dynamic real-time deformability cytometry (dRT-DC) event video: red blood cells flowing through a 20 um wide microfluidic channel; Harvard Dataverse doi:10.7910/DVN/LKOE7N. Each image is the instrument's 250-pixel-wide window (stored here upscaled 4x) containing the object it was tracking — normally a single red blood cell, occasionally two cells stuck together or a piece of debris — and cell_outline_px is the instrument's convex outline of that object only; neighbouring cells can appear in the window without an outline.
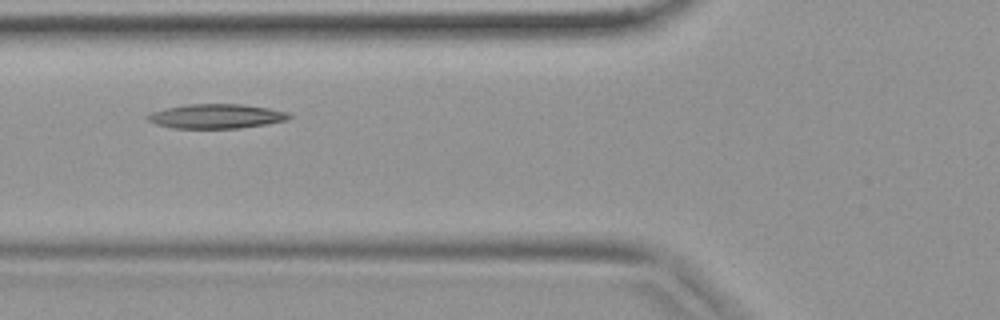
{"species": "common noctule bat (a hibernating species)", "species_latin": "Nyctalus noctula", "temperature_condition": "warm", "stored_images_in_passage": 29, "camera_frame_rate_fps": 3000, "um_per_image_px": 0.085, "animal": {"sex": "female", "body_mass_g": 19.9}, "frame": {"image": 1, "passage_image": 5, "time_ms": 1.333, "image_size_px": [1000, 320], "cell_outline_px": [[292, 116], [288, 120], [240, 128], [172, 128], [156, 124], [148, 120], [144, 116], [152, 112], [184, 104], [244, 104], [268, 108], [288, 112]], "centroid_in_image_um": [18.38, 9.87], "position_along_channel_um": 107.4, "area_um2": 20.11}}
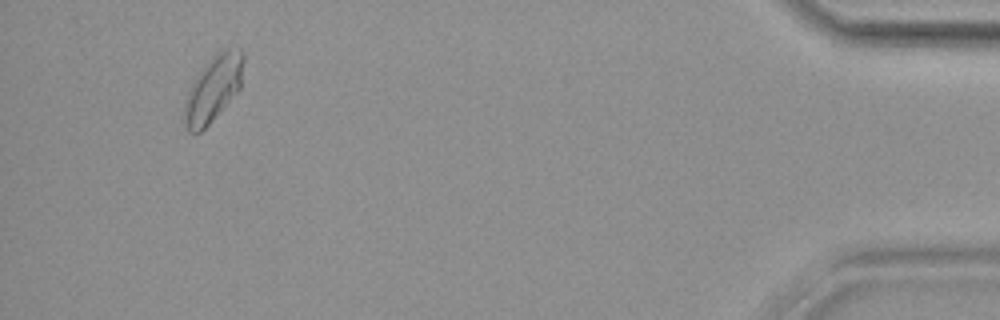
{"frame": {"image": 2, "passage_image": 28, "time_ms": 9.0, "image_size_px": [1000, 320], "cell_outline_px": [[244, 60], [240, 88], [208, 124], [200, 132], [188, 132], [184, 124], [184, 108], [188, 88], [196, 76], [212, 56], [216, 52], [224, 48], [240, 48], [244, 56]], "centroid_in_image_um": [18.12, 7.5], "position_along_channel_um": 417.1, "area_um2": 22.48}}